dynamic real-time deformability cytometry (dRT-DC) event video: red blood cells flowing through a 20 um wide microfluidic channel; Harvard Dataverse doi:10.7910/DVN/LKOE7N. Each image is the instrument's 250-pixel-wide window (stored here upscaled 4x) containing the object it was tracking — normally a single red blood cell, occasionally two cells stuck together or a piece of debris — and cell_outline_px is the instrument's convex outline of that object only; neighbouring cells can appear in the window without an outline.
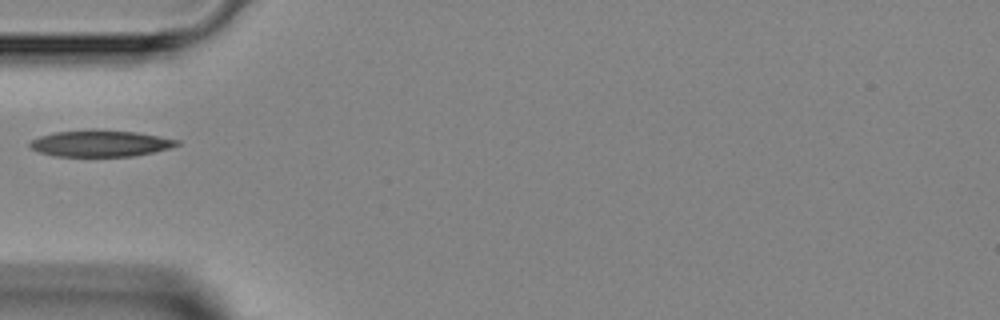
{"species": "Egyptian fruit bat (a non-hibernating species)", "species_latin": "Rousettus aegyptiacus", "temperature_condition": "room temperature", "stored_images_in_passage": 1, "camera_frame_rate_fps": 3000, "um_per_image_px": 0.085, "animal": {"sex": "female"}, "frame": {"image": 1, "passage_image": 1, "time_ms": 0.0, "image_size_px": [1000, 320], "cell_outline_px": [[180, 144], [172, 148], [132, 156], [52, 156], [36, 152], [28, 144], [28, 140], [40, 136], [56, 132], [92, 128], [96, 128], [136, 132], [180, 140]], "centroid_in_image_um": [8.49, 12.17], "position_along_channel_um": 76.5, "area_um2": 23.12}}